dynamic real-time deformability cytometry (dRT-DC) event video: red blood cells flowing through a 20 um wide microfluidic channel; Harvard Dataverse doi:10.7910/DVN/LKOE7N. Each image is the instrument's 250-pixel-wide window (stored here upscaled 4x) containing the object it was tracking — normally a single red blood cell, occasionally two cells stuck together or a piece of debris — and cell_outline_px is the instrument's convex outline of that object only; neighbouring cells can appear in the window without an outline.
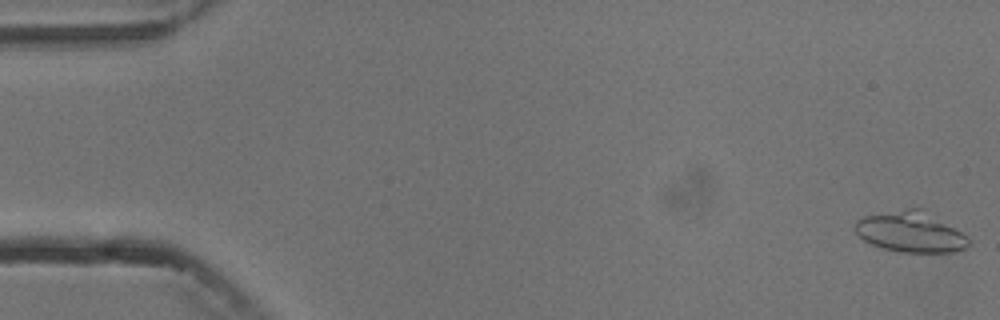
{"species": "common noctule bat (a hibernating species)", "species_latin": "Nyctalus noctula", "temperature_condition": "cold", "stored_images_in_passage": 6, "camera_frame_rate_fps": 3000, "um_per_image_px": 0.085, "animal": {"sex": "male", "body_mass_g": 13.3}, "frame": {"image": 1, "passage_image": 1, "time_ms": 0.0, "image_size_px": [1000, 320], "cell_outline_px": [[972, 244], [968, 248], [952, 252], [900, 252], [884, 248], [872, 244], [864, 240], [856, 232], [856, 220], [864, 216], [908, 208], [920, 208], [968, 236], [972, 240]], "centroid_in_image_um": [77.45, 19.73], "position_along_channel_um": 7.6, "area_um2": 26.65}}
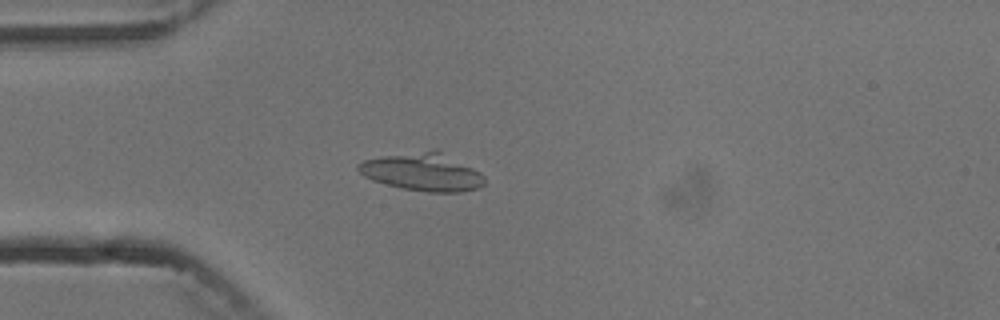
{"frame": {"image": 2, "passage_image": 4, "time_ms": 4.667, "image_size_px": [1000, 320], "cell_outline_px": [[484, 184], [476, 188], [460, 192], [428, 192], [404, 188], [372, 180], [364, 176], [356, 168], [356, 164], [364, 160], [380, 156], [436, 148], [480, 172], [484, 176]], "centroid_in_image_um": [35.9, 14.59], "position_along_channel_um": 49.1, "area_um2": 27.8}}
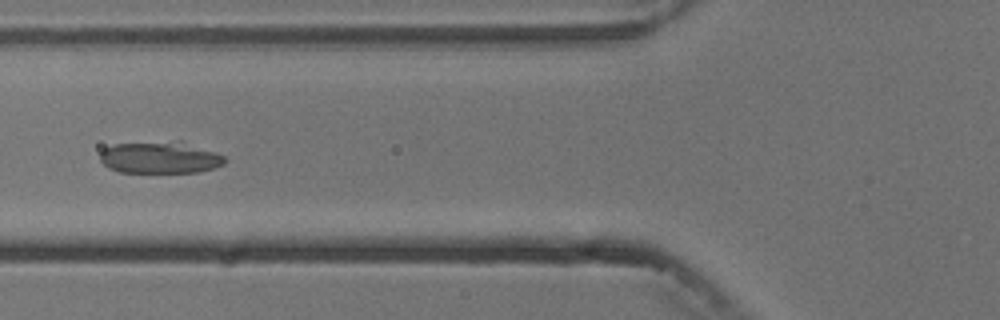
{"frame": {"image": 3, "passage_image": 6, "time_ms": 6.667, "image_size_px": [1000, 320], "cell_outline_px": [[228, 160], [224, 164], [212, 168], [196, 172], [120, 172], [108, 168], [100, 160], [100, 152], [104, 148], [112, 144], [176, 140], [180, 140], [216, 152], [224, 156]], "centroid_in_image_um": [13.6, 13.37], "position_along_channel_um": 112.2, "area_um2": 23.47}}